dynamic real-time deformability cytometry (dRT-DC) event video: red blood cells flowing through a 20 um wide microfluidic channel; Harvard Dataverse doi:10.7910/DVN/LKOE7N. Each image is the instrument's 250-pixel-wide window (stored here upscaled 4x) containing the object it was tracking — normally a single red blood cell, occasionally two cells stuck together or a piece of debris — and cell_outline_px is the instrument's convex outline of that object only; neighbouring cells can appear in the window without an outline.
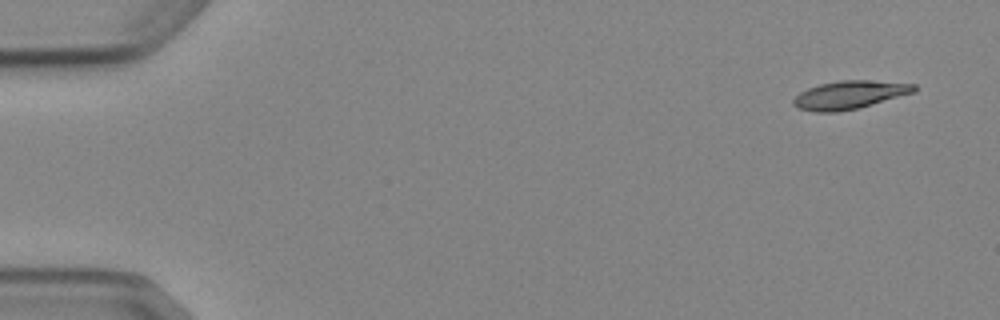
{"species": "Egyptian fruit bat (a non-hibernating species)", "species_latin": "Rousettus aegyptiacus", "temperature_condition": "cold", "stored_images_in_passage": 8, "camera_frame_rate_fps": 3000, "um_per_image_px": 0.085, "animal": {"sex": "female"}, "frame": {"image": 1, "passage_image": 1, "time_ms": 0.0, "image_size_px": [1000, 320], "cell_outline_px": [[916, 92], [856, 108], [836, 112], [816, 112], [800, 108], [792, 104], [792, 100], [800, 92], [808, 88], [820, 84], [840, 80], [868, 80], [916, 84]], "centroid_in_image_um": [72.21, 8.05], "position_along_channel_um": 12.8, "area_um2": 19.59}}
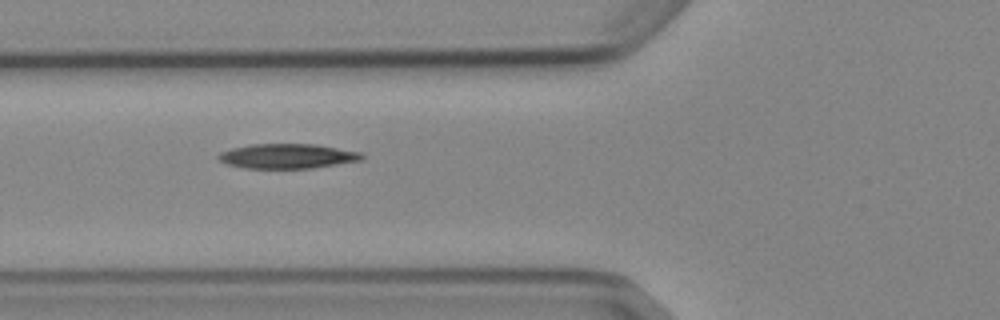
{"frame": {"image": 2, "passage_image": 6, "time_ms": 5.667, "image_size_px": [1000, 320], "cell_outline_px": [[364, 156], [360, 160], [312, 168], [244, 168], [228, 164], [220, 160], [216, 156], [220, 152], [232, 148], [252, 144], [316, 144], [364, 152]], "centroid_in_image_um": [24.44, 13.26], "position_along_channel_um": 101.4, "area_um2": 20.63}}
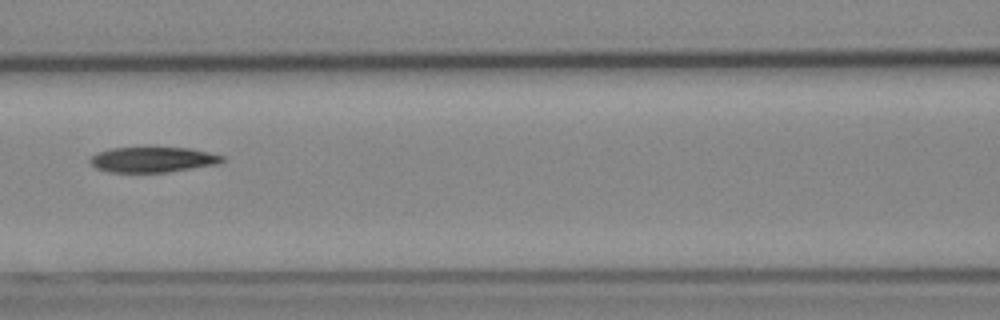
{"frame": {"image": 3, "passage_image": 7, "time_ms": 7.0, "image_size_px": [1000, 320], "cell_outline_px": [[224, 160], [216, 164], [168, 172], [108, 172], [96, 168], [88, 160], [96, 152], [112, 148], [192, 148], [224, 156]], "centroid_in_image_um": [12.96, 13.57], "position_along_channel_um": 153.6, "area_um2": 19.36}}